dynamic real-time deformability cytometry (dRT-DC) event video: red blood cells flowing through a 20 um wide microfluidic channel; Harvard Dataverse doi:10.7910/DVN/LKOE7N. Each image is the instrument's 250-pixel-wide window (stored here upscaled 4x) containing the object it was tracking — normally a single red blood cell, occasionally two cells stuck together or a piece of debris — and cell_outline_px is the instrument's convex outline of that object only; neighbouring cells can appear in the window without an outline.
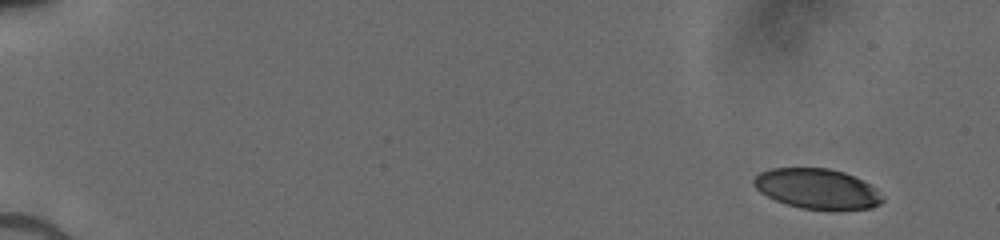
{"species": "human", "species_latin": "Homo sapiens", "temperature_condition": "cold", "stored_images_in_passage": 49, "camera_frame_rate_fps": 3000, "um_per_image_px": 0.085, "donor": {"sex": "male"}, "frame": {"image": 1, "passage_image": 1, "time_ms": 0.0, "image_size_px": [1000, 240], "cell_outline_px": [[884, 200], [880, 204], [872, 208], [836, 212], [828, 212], [800, 208], [784, 204], [760, 192], [752, 184], [752, 180], [760, 172], [772, 168], [828, 168], [844, 172], [876, 188], [884, 196]], "centroid_in_image_um": [69.49, 16.09], "position_along_channel_um": 15.5, "area_um2": 30.87}}
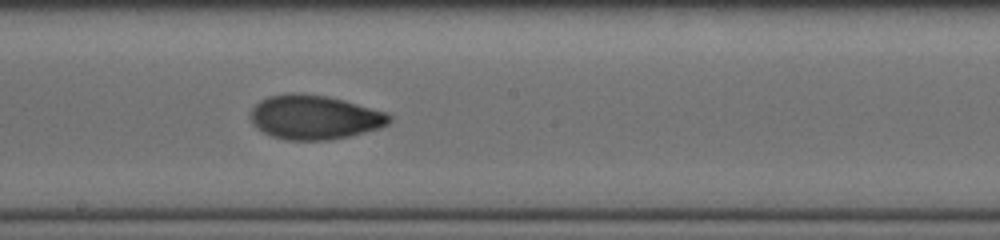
{"frame": {"image": 2, "passage_image": 28, "time_ms": 9.0, "image_size_px": [1000, 240], "cell_outline_px": [[392, 120], [388, 124], [380, 128], [348, 136], [328, 140], [284, 140], [272, 136], [256, 128], [252, 124], [248, 116], [252, 108], [260, 100], [268, 96], [328, 96], [344, 100], [388, 112], [392, 116]], "centroid_in_image_um": [26.75, 10.01], "position_along_channel_um": 221.4, "area_um2": 35.26}}
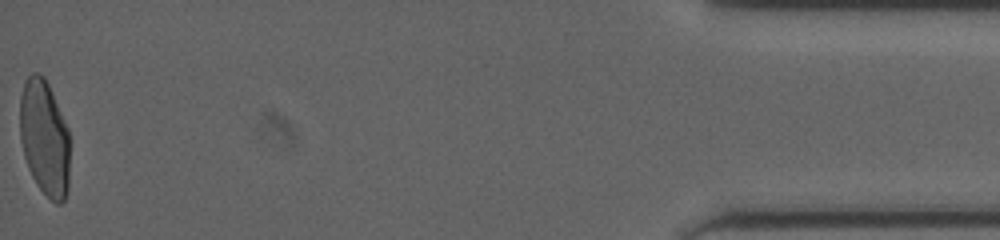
{"frame": {"image": 3, "passage_image": 49, "time_ms": 16.0, "image_size_px": [1000, 240], "cell_outline_px": [[68, 188], [64, 200], [60, 204], [56, 204], [36, 184], [28, 168], [24, 156], [20, 140], [20, 96], [24, 84], [28, 76], [32, 72], [36, 72], [44, 76], [48, 84], [68, 128]], "centroid_in_image_um": [3.76, 11.71], "position_along_channel_um": 431.4, "area_um2": 33.47}}